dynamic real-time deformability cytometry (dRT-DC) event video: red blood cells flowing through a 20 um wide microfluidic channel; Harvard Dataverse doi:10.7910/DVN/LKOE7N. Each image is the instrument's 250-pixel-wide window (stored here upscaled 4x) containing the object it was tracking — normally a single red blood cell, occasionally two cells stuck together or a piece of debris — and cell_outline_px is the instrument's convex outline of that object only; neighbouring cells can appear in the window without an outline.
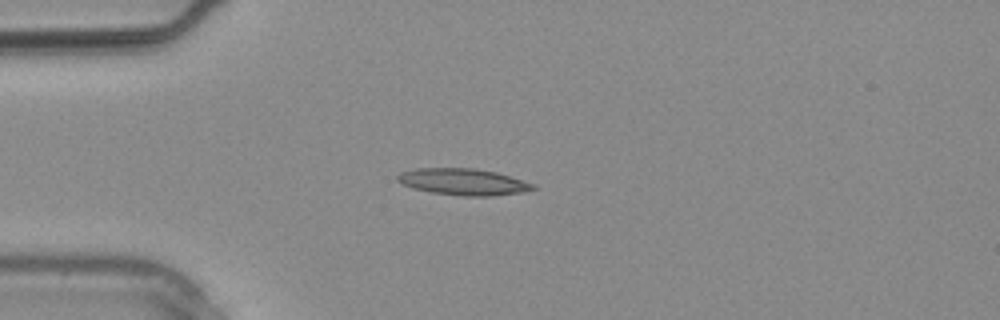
{"species": "common noctule bat (a hibernating species)", "species_latin": "Nyctalus noctula", "temperature_condition": "warm", "stored_images_in_passage": 1, "camera_frame_rate_fps": 3000, "um_per_image_px": 0.085, "animal": {"sex": "male", "body_mass_g": 20.4}, "frame": {"image": 1, "passage_image": 1, "time_ms": 0.0, "image_size_px": [1000, 320], "cell_outline_px": [[536, 188], [524, 192], [492, 196], [464, 196], [432, 192], [412, 188], [396, 180], [396, 176], [400, 172], [416, 168], [472, 168], [496, 172], [536, 184]], "centroid_in_image_um": [39.38, 15.45], "position_along_channel_um": 45.6, "area_um2": 20.98}}